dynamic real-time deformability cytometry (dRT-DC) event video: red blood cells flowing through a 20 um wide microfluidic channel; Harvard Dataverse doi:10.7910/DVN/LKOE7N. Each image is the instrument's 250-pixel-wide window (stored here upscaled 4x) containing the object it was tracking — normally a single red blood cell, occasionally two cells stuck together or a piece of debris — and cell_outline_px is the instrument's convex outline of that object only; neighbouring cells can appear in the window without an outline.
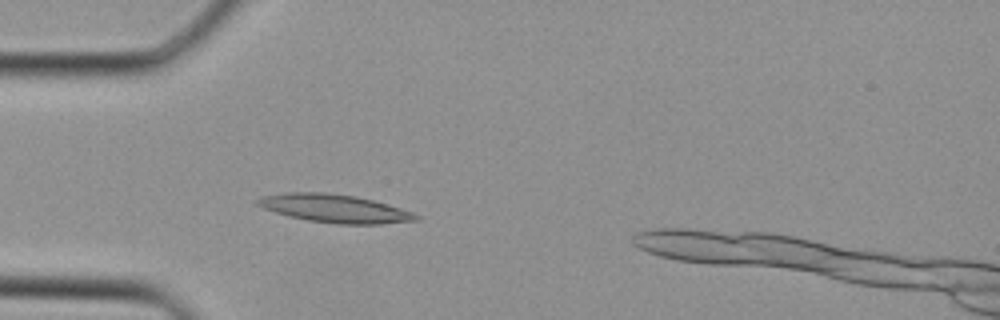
{"species": "Egyptian fruit bat (a non-hibernating species)", "species_latin": "Rousettus aegyptiacus", "temperature_condition": "cold", "stored_images_in_passage": 34, "camera_frame_rate_fps": 3000, "um_per_image_px": 0.085, "animal": {"sex": "female"}, "frame": {"image": 1, "passage_image": 10, "time_ms": 3.0, "image_size_px": [1000, 320], "cell_outline_px": [[420, 220], [380, 224], [336, 224], [308, 220], [288, 216], [264, 208], [256, 204], [256, 200], [260, 196], [284, 192], [324, 192], [356, 196], [388, 204], [412, 212], [420, 216]], "centroid_in_image_um": [28.44, 17.71], "position_along_channel_um": 56.6, "area_um2": 26.07}}
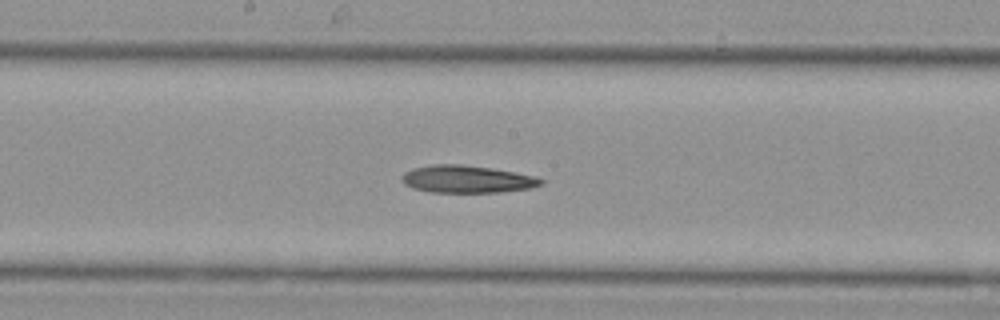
{"frame": {"image": 2, "passage_image": 19, "time_ms": 6.0, "image_size_px": [1000, 320], "cell_outline_px": [[544, 184], [532, 188], [500, 192], [432, 192], [412, 188], [404, 184], [400, 180], [400, 176], [404, 172], [412, 168], [432, 164], [460, 164], [492, 168], [516, 172], [532, 176], [544, 180]], "centroid_in_image_um": [39.66, 15.22], "position_along_channel_um": 208.5, "area_um2": 22.43}}
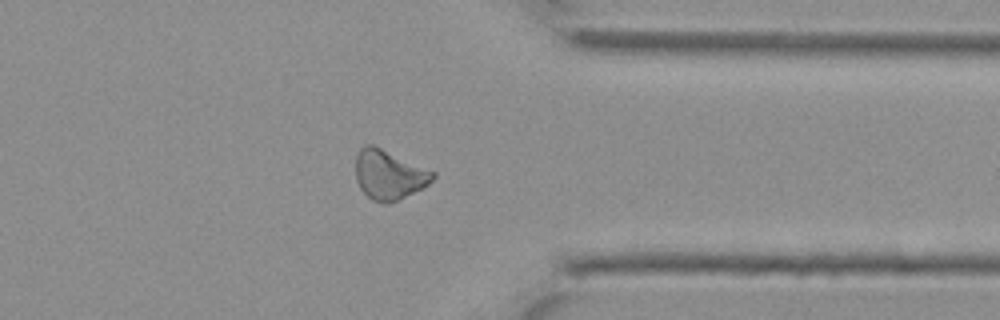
{"frame": {"image": 3, "passage_image": 29, "time_ms": 9.333, "image_size_px": [1000, 320], "cell_outline_px": [[436, 176], [428, 184], [388, 204], [384, 204], [372, 200], [360, 188], [356, 180], [356, 156], [360, 148], [364, 144], [372, 144], [436, 172]], "centroid_in_image_um": [33.04, 14.83], "position_along_channel_um": 378.4, "area_um2": 22.02}}